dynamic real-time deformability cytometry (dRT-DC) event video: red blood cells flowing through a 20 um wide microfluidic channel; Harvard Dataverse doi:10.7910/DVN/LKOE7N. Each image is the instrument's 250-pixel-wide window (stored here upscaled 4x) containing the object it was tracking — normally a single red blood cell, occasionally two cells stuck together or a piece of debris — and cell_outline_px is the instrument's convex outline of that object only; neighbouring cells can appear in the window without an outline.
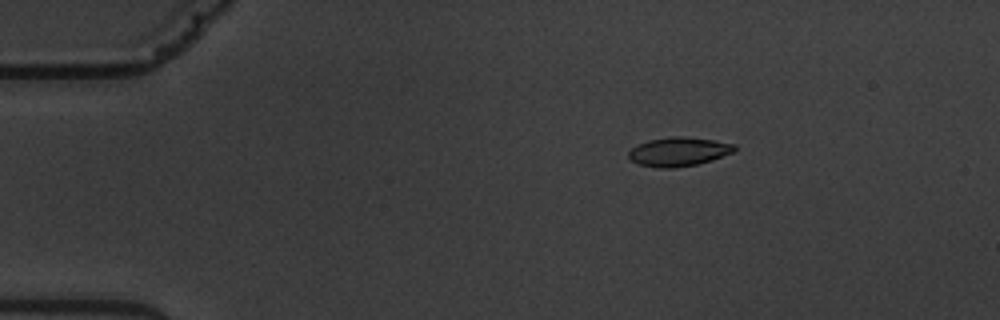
{"species": "common noctule bat (a hibernating species)", "species_latin": "Nyctalus noctula", "temperature_condition": "warm", "stored_images_in_passage": 5, "camera_frame_rate_fps": 3000, "um_per_image_px": 0.085, "animal": {"sex": "male", "body_mass_g": 19.5, "forearm_length_mm": 54.6}, "frame": {"image": 1, "passage_image": 2, "time_ms": 1.333, "image_size_px": [1000, 320], "cell_outline_px": [[736, 148], [732, 152], [712, 160], [696, 164], [672, 168], [656, 168], [640, 164], [632, 160], [628, 156], [628, 152], [632, 148], [648, 140], [672, 136], [684, 136], [712, 140], [736, 144]], "centroid_in_image_um": [57.68, 12.89], "position_along_channel_um": 27.3, "area_um2": 17.69}}
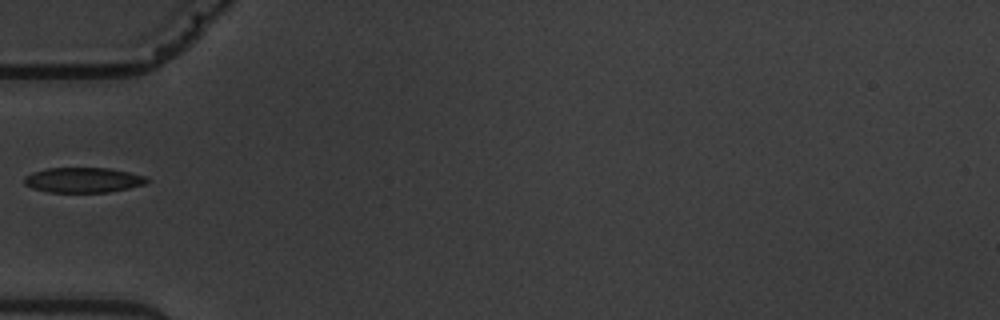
{"frame": {"image": 2, "passage_image": 5, "time_ms": 4.667, "image_size_px": [1000, 320], "cell_outline_px": [[148, 180], [144, 184], [128, 188], [108, 192], [48, 192], [32, 188], [24, 184], [24, 176], [32, 172], [44, 168], [108, 168], [148, 176]], "centroid_in_image_um": [7.03, 15.29], "position_along_channel_um": 78.0, "area_um2": 17.98}}